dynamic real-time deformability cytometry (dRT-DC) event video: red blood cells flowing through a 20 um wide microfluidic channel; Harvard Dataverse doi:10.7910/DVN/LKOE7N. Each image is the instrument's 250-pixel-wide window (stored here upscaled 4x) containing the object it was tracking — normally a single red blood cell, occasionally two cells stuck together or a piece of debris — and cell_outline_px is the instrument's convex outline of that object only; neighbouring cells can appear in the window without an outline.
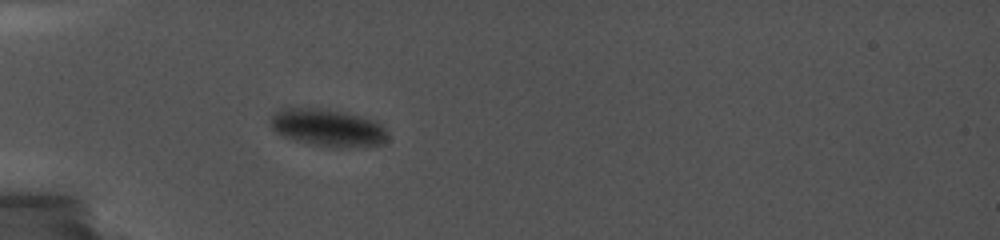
{"species": "common noctule bat (a hibernating species)", "species_latin": "Nyctalus noctula", "temperature_condition": "cold", "stored_images_in_passage": 28, "camera_frame_rate_fps": 5000, "um_per_image_px": 0.085, "animal": {"sex": "female", "body_mass_g": 19.0, "forearm_length_mm": 56.7}, "frame": {"image": 1, "passage_image": 1, "time_ms": 0.0, "image_size_px": [1000, 240], "cell_outline_px": [[388, 136], [384, 144], [340, 148], [308, 144], [284, 136], [276, 132], [272, 128], [272, 112], [288, 104], [328, 108], [376, 120], [384, 128]], "centroid_in_image_um": [27.8, 10.8], "position_along_channel_um": 57.2, "area_um2": 26.36}}
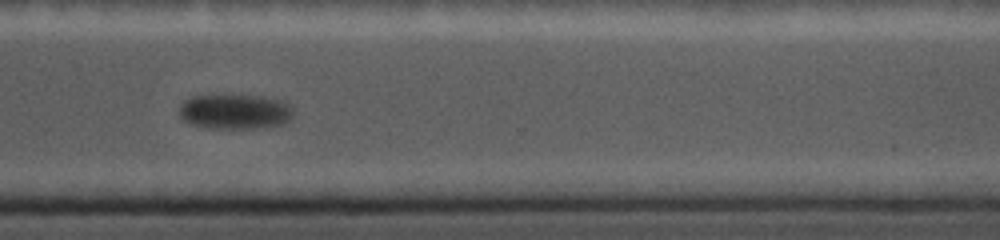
{"frame": {"image": 2, "passage_image": 18, "time_ms": 9.2, "image_size_px": [1000, 240], "cell_outline_px": [[292, 116], [284, 124], [268, 128], [208, 128], [192, 124], [184, 120], [180, 116], [180, 104], [184, 100], [192, 96], [264, 96], [284, 100], [292, 108]], "centroid_in_image_um": [20.01, 9.5], "position_along_channel_um": 350.6, "area_um2": 23.29}}
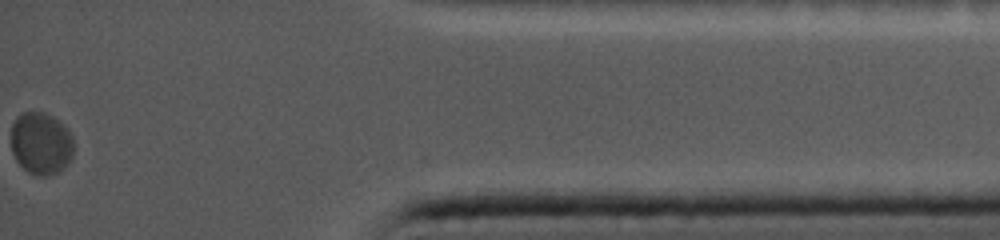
{"frame": {"image": 3, "passage_image": 28, "time_ms": 12.6, "image_size_px": [1000, 240], "cell_outline_px": [[72, 156], [68, 164], [64, 168], [48, 176], [40, 176], [28, 172], [16, 160], [12, 152], [12, 124], [16, 116], [20, 112], [44, 112], [52, 116], [64, 124], [68, 128], [72, 136]], "centroid_in_image_um": [3.49, 12.17], "position_along_channel_um": 431.7, "area_um2": 22.83}}